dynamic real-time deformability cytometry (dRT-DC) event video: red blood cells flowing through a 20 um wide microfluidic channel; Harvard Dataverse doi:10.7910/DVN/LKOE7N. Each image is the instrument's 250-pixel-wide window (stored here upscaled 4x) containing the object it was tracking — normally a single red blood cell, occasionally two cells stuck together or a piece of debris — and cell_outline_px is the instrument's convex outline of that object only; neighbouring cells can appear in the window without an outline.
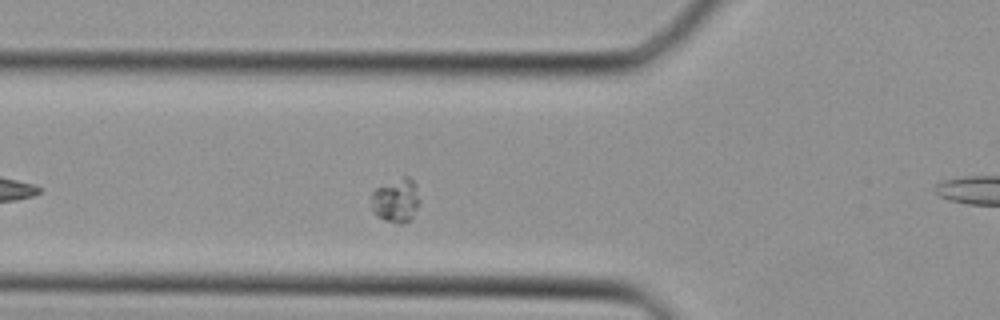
{"species": "Egyptian fruit bat (a non-hibernating species)", "species_latin": "Rousettus aegyptiacus", "temperature_condition": "cold", "stored_images_in_passage": 32, "camera_frame_rate_fps": 3000, "um_per_image_px": 0.085, "animal": {"sex": "female"}, "frame": {"image": 1, "passage_image": 6, "time_ms": 1.667, "image_size_px": [1000, 320], "cell_outline_px": [[420, 204], [412, 216], [404, 224], [396, 224], [384, 220], [376, 216], [372, 212], [372, 192], [376, 188], [404, 176], [408, 176], [416, 184], [420, 200]], "centroid_in_image_um": [33.67, 17.06], "position_along_channel_um": 92.1, "area_um2": 12.48}}
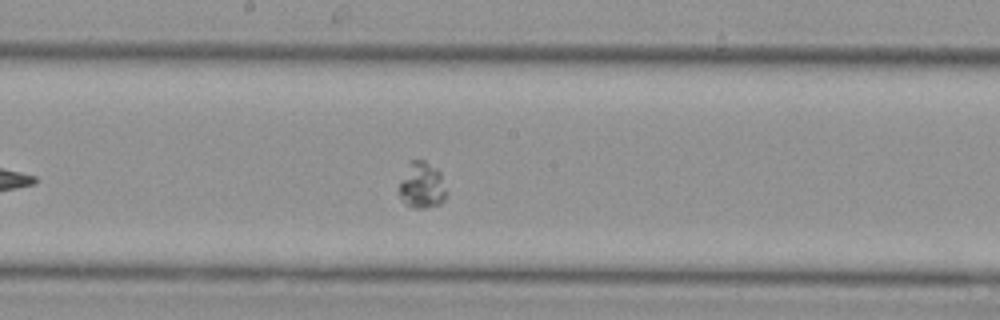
{"frame": {"image": 2, "passage_image": 13, "time_ms": 4.0, "image_size_px": [1000, 320], "cell_outline_px": [[448, 192], [444, 200], [440, 204], [424, 208], [412, 208], [404, 204], [396, 192], [400, 180], [408, 160], [424, 160], [436, 168], [440, 172]], "centroid_in_image_um": [35.82, 15.76], "position_along_channel_um": 212.4, "area_um2": 13.35}}
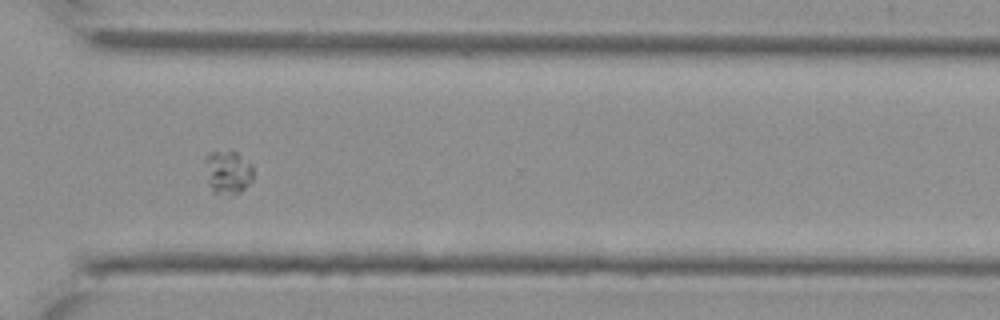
{"frame": {"image": 3, "passage_image": 21, "time_ms": 6.667, "image_size_px": [1000, 320], "cell_outline_px": [[252, 180], [240, 192], [220, 196], [212, 192], [208, 184], [204, 160], [208, 152], [232, 148], [252, 164]], "centroid_in_image_um": [19.33, 14.6], "position_along_channel_um": 351.3, "area_um2": 12.72}}